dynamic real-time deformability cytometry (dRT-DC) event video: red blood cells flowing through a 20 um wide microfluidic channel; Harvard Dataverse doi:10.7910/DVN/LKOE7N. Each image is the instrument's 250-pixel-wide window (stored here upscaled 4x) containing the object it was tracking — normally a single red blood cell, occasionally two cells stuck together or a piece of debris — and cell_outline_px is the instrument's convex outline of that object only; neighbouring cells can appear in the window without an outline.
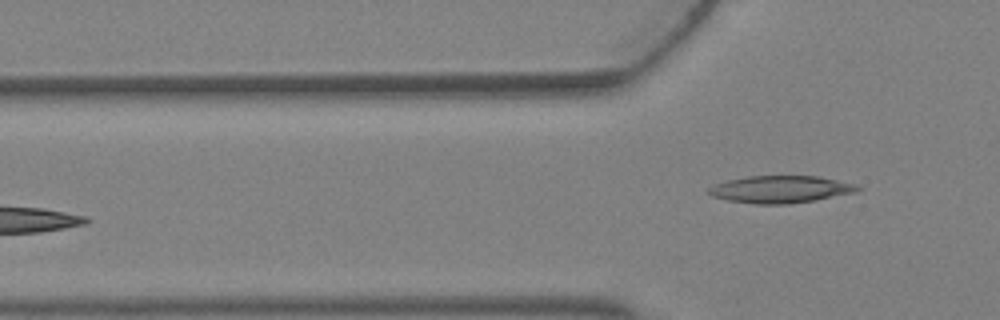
{"species": "Egyptian fruit bat (a non-hibernating species)", "species_latin": "Rousettus aegyptiacus", "temperature_condition": "warm", "stored_images_in_passage": 3, "camera_frame_rate_fps": 3000, "um_per_image_px": 0.085, "animal": {"sex": "female"}, "frame": {"image": 1, "passage_image": 3, "time_ms": 0.667, "image_size_px": [1000, 320], "cell_outline_px": [[864, 188], [856, 192], [816, 200], [788, 204], [756, 204], [728, 200], [712, 196], [708, 192], [708, 188], [716, 184], [728, 180], [748, 176], [816, 176], [856, 184]], "centroid_in_image_um": [66.37, 16.09], "position_along_channel_um": 59.4, "area_um2": 23.52}}